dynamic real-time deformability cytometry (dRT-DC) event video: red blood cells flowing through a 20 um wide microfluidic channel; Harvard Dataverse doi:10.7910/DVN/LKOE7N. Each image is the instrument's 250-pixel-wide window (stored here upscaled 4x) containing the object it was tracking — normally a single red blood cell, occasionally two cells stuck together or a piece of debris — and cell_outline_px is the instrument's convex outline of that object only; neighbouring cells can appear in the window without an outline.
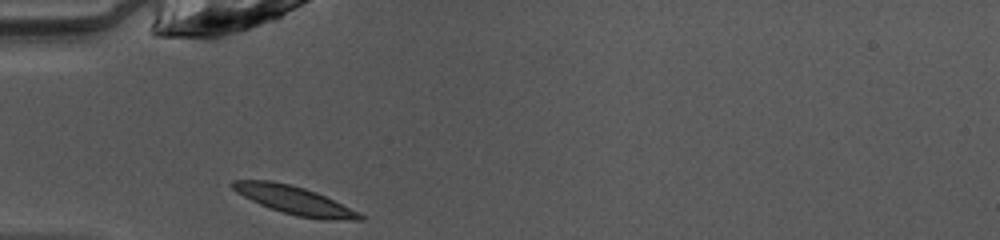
{"species": "common noctule bat (a hibernating species)", "species_latin": "Nyctalus noctula", "temperature_condition": "warm", "stored_images_in_passage": 29, "camera_frame_rate_fps": 3000, "um_per_image_px": 0.085, "animal": {"sex": "female", "body_mass_g": 10.0, "forearm_length_mm": 53.1}, "frame": {"image": 1, "passage_image": 1, "time_ms": 0.0, "image_size_px": [1000, 240], "cell_outline_px": [[364, 220], [324, 220], [296, 216], [260, 204], [236, 192], [232, 188], [232, 180], [268, 180], [288, 184], [304, 188], [316, 192], [360, 212], [364, 216]], "centroid_in_image_um": [25.07, 17.03], "position_along_channel_um": 59.9, "area_um2": 20.63}}
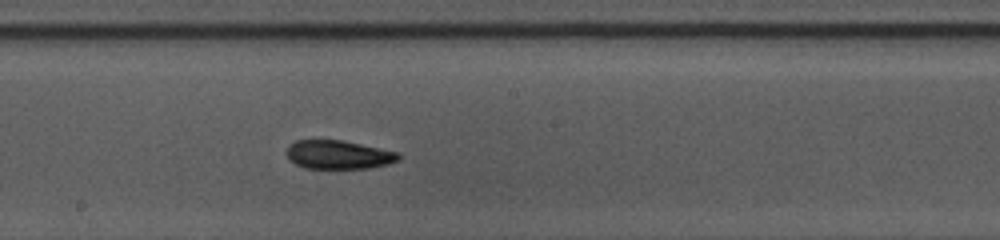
{"frame": {"image": 2, "passage_image": 13, "time_ms": 4.0, "image_size_px": [1000, 240], "cell_outline_px": [[400, 160], [388, 164], [368, 168], [304, 168], [288, 160], [288, 144], [296, 140], [344, 140], [400, 152]], "centroid_in_image_um": [28.8, 13.14], "position_along_channel_um": 219.4, "area_um2": 18.84}}
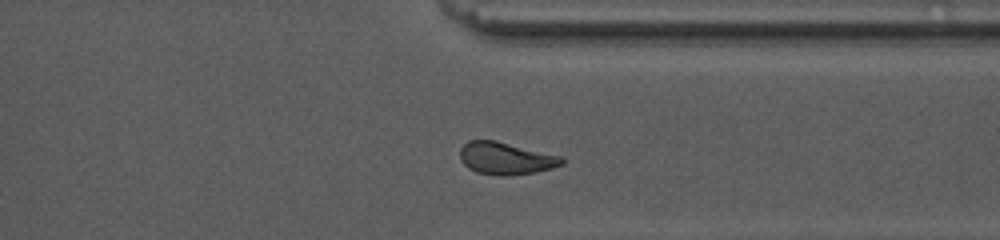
{"frame": {"image": 3, "passage_image": 24, "time_ms": 7.667, "image_size_px": [1000, 240], "cell_outline_px": [[564, 164], [552, 168], [536, 172], [504, 176], [500, 176], [476, 172], [468, 168], [460, 160], [460, 148], [468, 140], [496, 140], [564, 156]], "centroid_in_image_um": [43.01, 13.45], "position_along_channel_um": 368.4, "area_um2": 19.48}, "authors_computed_cell_mechanics": {"area_um2": 19.3052, "velocity_mm_per_s": 4.0644, "shape_relaxation_time_tau1_ms": 9.4858, "shape_relaxation_time_tau2_ms": 5.0064, "deformation_change_tau1": 0.231, "deformation_change_tau2": 0.1163}}